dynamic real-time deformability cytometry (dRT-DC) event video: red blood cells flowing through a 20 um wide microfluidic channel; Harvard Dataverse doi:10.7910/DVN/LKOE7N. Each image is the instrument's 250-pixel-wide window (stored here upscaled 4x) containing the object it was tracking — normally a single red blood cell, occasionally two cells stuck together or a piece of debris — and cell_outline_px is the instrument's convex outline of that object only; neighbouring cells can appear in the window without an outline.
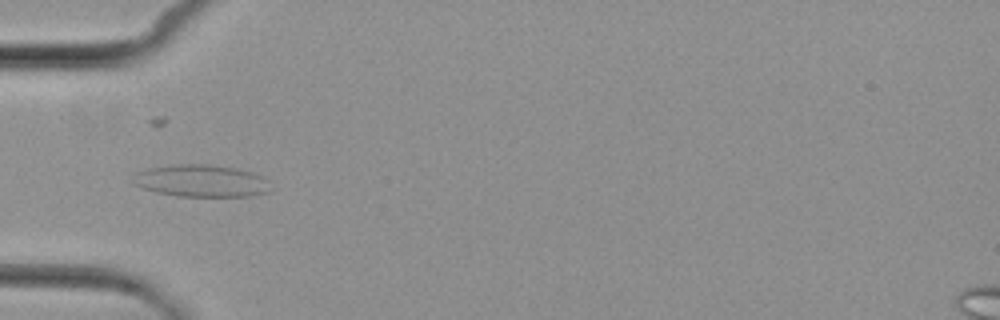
{"species": "common noctule bat (a hibernating species)", "species_latin": "Nyctalus noctula", "temperature_condition": "cold", "stored_images_in_passage": 8, "camera_frame_rate_fps": 3000, "um_per_image_px": 0.085, "animal": {"sex": "female", "body_mass_g": 29.2, "forearm_length_mm": 56.3}, "frame": {"image": 1, "passage_image": 4, "time_ms": 3.333, "image_size_px": [1000, 320], "cell_outline_px": [[276, 188], [268, 192], [248, 196], [176, 196], [156, 192], [132, 184], [136, 172], [148, 168], [172, 164], [208, 164], [236, 168], [252, 172], [264, 176]], "centroid_in_image_um": [17.17, 15.37], "position_along_channel_um": 67.8, "area_um2": 26.18}}
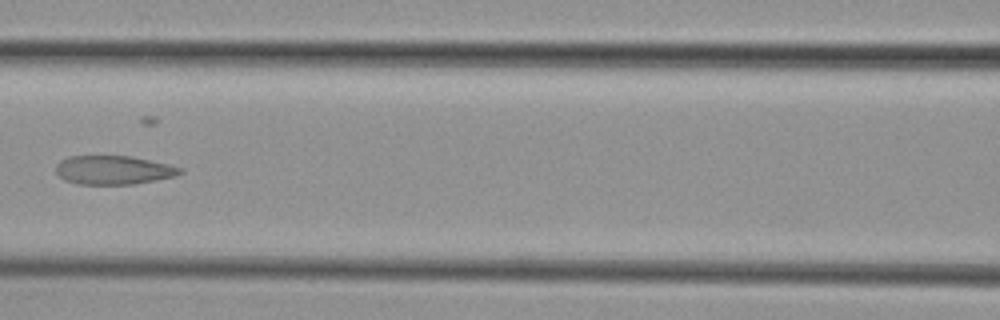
{"frame": {"image": 2, "passage_image": 6, "time_ms": 5.667, "image_size_px": [1000, 320], "cell_outline_px": [[184, 172], [176, 176], [156, 180], [132, 184], [76, 184], [64, 180], [56, 172], [56, 164], [60, 160], [68, 156], [132, 156], [168, 164], [184, 168]], "centroid_in_image_um": [9.66, 14.45], "position_along_channel_um": 156.9, "area_um2": 20.98}}